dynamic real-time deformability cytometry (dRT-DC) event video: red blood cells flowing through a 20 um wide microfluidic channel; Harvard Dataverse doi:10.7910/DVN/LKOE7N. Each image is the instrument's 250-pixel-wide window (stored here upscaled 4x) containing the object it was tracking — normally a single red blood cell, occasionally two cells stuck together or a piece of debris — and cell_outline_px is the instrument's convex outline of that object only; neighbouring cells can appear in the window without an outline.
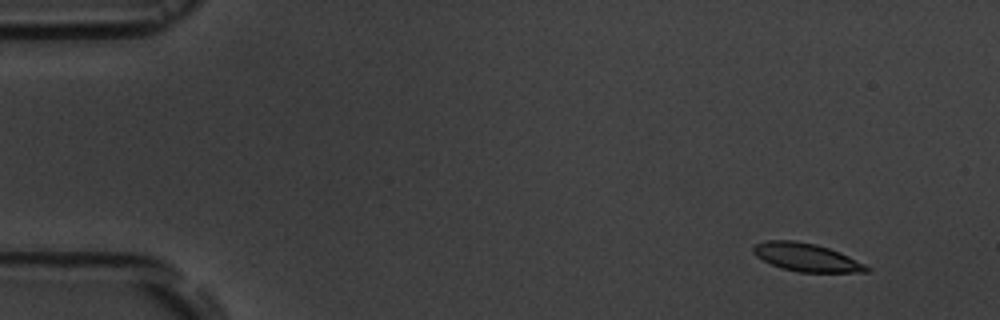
{"species": "common noctule bat (a hibernating species)", "species_latin": "Nyctalus noctula", "temperature_condition": "room temperature", "stored_images_in_passage": 10, "camera_frame_rate_fps": 3000, "um_per_image_px": 0.085, "animal": {"sex": "male", "body_mass_g": 19.5, "forearm_length_mm": 54.6}, "frame": {"image": 1, "passage_image": 1, "time_ms": 0.0, "image_size_px": [1000, 320], "cell_outline_px": [[872, 268], [868, 272], [796, 272], [780, 268], [756, 256], [752, 252], [752, 248], [756, 244], [768, 240], [792, 240], [816, 244], [840, 252]], "centroid_in_image_um": [68.54, 21.88], "position_along_channel_um": 16.5, "area_um2": 18.5}}
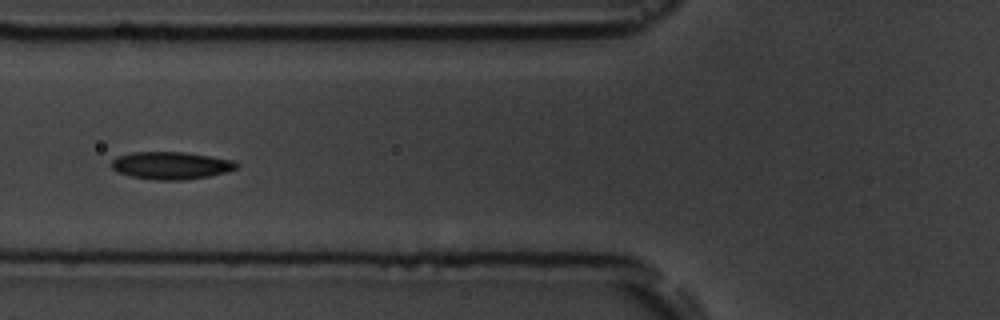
{"frame": {"image": 2, "passage_image": 6, "time_ms": 5.667, "image_size_px": [1000, 320], "cell_outline_px": [[240, 164], [236, 168], [228, 172], [208, 176], [180, 180], [156, 180], [132, 176], [116, 172], [112, 168], [112, 160], [116, 156], [132, 152], [184, 152], [232, 160]], "centroid_in_image_um": [14.52, 14.06], "position_along_channel_um": 111.3, "area_um2": 19.94}}
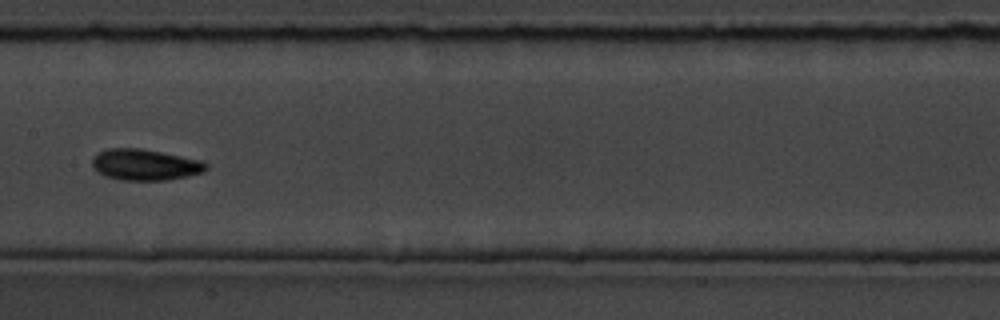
{"frame": {"image": 3, "passage_image": 8, "time_ms": 8.0, "image_size_px": [1000, 320], "cell_outline_px": [[208, 168], [204, 172], [188, 176], [168, 180], [120, 180], [104, 176], [96, 172], [92, 168], [92, 156], [108, 148], [140, 148], [204, 160], [208, 164]], "centroid_in_image_um": [12.33, 14.0], "position_along_channel_um": 195.1, "area_um2": 21.04}}